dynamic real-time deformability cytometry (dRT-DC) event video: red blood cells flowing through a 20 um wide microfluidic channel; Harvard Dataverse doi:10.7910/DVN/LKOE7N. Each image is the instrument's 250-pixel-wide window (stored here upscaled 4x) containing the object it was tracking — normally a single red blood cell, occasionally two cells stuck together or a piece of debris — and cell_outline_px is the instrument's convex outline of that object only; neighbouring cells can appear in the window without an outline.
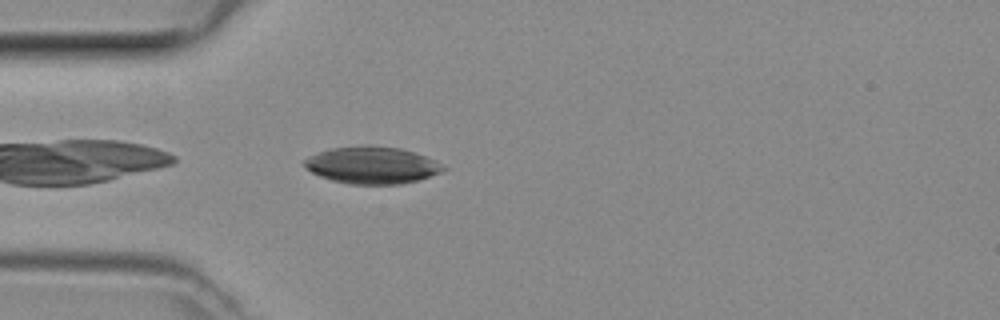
{"species": "common noctule bat (a hibernating species)", "species_latin": "Nyctalus noctula", "temperature_condition": "room temperature", "stored_images_in_passage": 35, "camera_frame_rate_fps": 3000, "um_per_image_px": 0.085, "animal": {"sex": "female", "body_mass_g": 29.2, "forearm_length_mm": 56.3}, "frame": {"image": 1, "passage_image": 1, "time_ms": 0.0, "image_size_px": [1000, 320], "cell_outline_px": [[448, 168], [440, 172], [416, 180], [400, 184], [348, 184], [332, 180], [320, 176], [304, 168], [304, 160], [308, 156], [332, 148], [364, 144], [368, 144], [400, 148], [424, 156]], "centroid_in_image_um": [31.56, 14.03], "position_along_channel_um": 53.4, "area_um2": 29.82}}
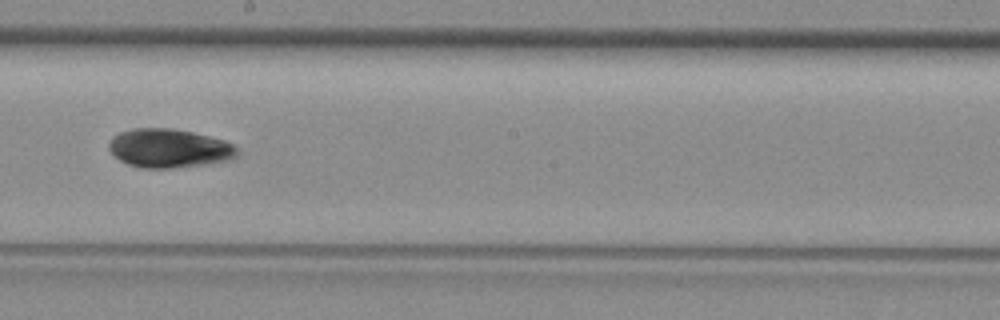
{"frame": {"image": 2, "passage_image": 14, "time_ms": 4.333, "image_size_px": [1000, 320], "cell_outline_px": [[236, 156], [228, 160], [204, 164], [172, 168], [140, 168], [128, 164], [120, 160], [108, 148], [108, 144], [112, 136], [120, 132], [132, 128], [172, 128], [192, 132], [224, 140], [232, 144], [236, 148]], "centroid_in_image_um": [14.32, 12.6], "position_along_channel_um": 233.9, "area_um2": 28.84}}
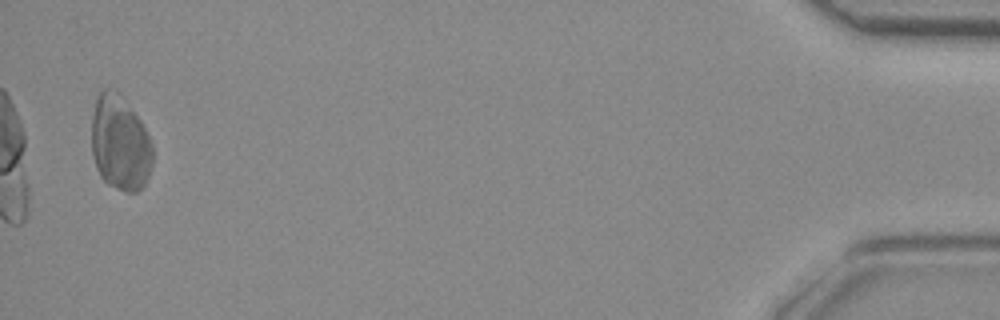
{"frame": {"image": 3, "passage_image": 34, "time_ms": 11.0, "image_size_px": [1000, 320], "cell_outline_px": [[152, 164], [148, 176], [144, 184], [136, 192], [124, 192], [108, 184], [100, 176], [96, 168], [92, 152], [92, 116], [96, 100], [100, 92], [104, 88], [108, 88], [120, 92], [140, 120], [152, 144]], "centroid_in_image_um": [10.19, 12.15], "position_along_channel_um": 425.0, "area_um2": 33.76}}